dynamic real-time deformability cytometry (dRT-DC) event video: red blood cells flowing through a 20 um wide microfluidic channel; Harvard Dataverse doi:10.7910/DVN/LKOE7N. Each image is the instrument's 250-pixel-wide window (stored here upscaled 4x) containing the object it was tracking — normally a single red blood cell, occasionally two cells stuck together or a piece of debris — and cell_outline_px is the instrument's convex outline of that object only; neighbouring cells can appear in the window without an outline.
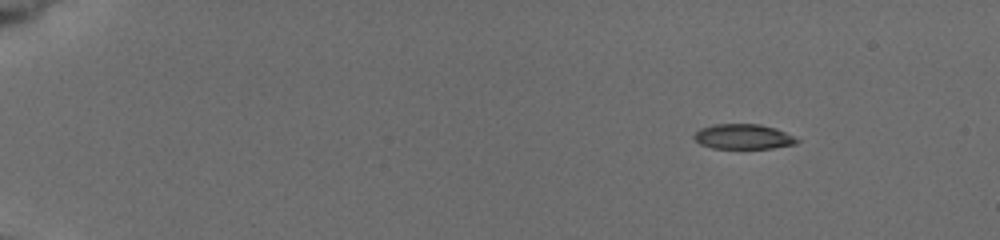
{"species": "common noctule bat (a hibernating species)", "species_latin": "Nyctalus noctula", "temperature_condition": "cold", "stored_images_in_passage": 7, "camera_frame_rate_fps": 3000, "um_per_image_px": 0.085, "animal": {"sex": "female", "body_mass_g": 19.5, "forearm_length_mm": 54.1}, "frame": {"image": 1, "passage_image": 1, "time_ms": 0.0, "image_size_px": [1000, 240], "cell_outline_px": [[800, 140], [796, 144], [772, 148], [712, 148], [700, 144], [692, 136], [700, 128], [712, 124], [760, 124], [776, 128]], "centroid_in_image_um": [63.16, 11.61], "position_along_channel_um": 21.8, "area_um2": 14.97}}
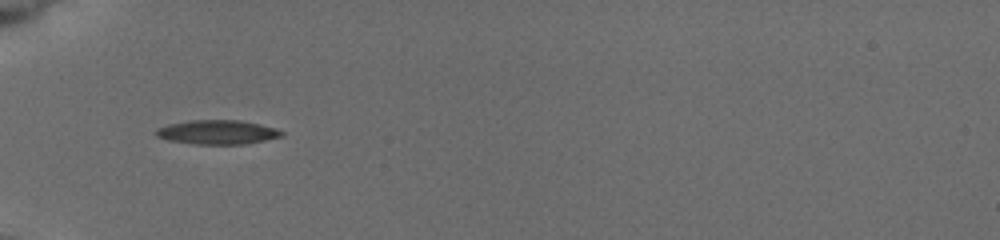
{"frame": {"image": 2, "passage_image": 6, "time_ms": 4.333, "image_size_px": [1000, 240], "cell_outline_px": [[284, 136], [244, 144], [192, 144], [168, 140], [156, 136], [156, 128], [168, 124], [192, 120], [240, 120], [276, 128], [284, 132]], "centroid_in_image_um": [18.47, 11.23], "position_along_channel_um": 66.5, "area_um2": 17.69}}